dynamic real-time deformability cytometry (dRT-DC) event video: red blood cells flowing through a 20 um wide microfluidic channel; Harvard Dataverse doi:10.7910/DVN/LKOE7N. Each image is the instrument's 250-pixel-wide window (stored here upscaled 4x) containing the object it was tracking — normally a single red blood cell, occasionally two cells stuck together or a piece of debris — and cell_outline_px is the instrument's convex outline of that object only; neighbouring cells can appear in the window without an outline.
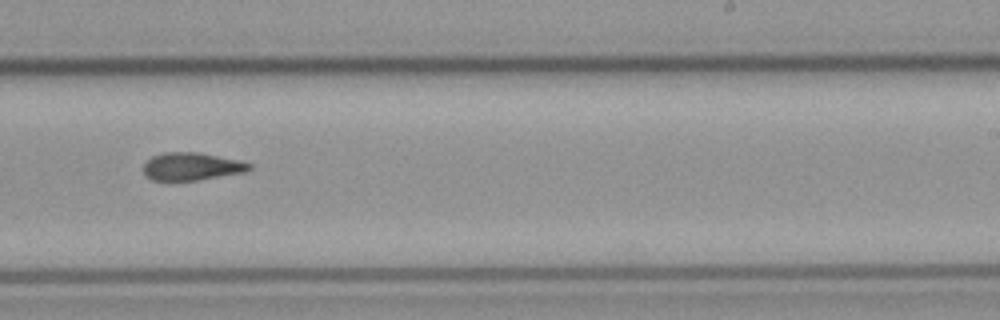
{"species": "common noctule bat (a hibernating species)", "species_latin": "Nyctalus noctula", "temperature_condition": "cold", "stored_images_in_passage": 13, "camera_frame_rate_fps": 3000, "um_per_image_px": 0.085, "animal": {"sex": "male", "body_mass_g": 23.1, "forearm_length_mm": 52.7}, "frame": {"image": 1, "passage_image": 9, "time_ms": 10.333, "image_size_px": [1000, 320], "cell_outline_px": [[252, 168], [248, 172], [196, 180], [152, 180], [144, 172], [144, 164], [152, 156], [164, 152], [200, 152], [236, 160], [252, 164]], "centroid_in_image_um": [16.32, 14.14], "position_along_channel_um": 272.7, "area_um2": 16.99}}
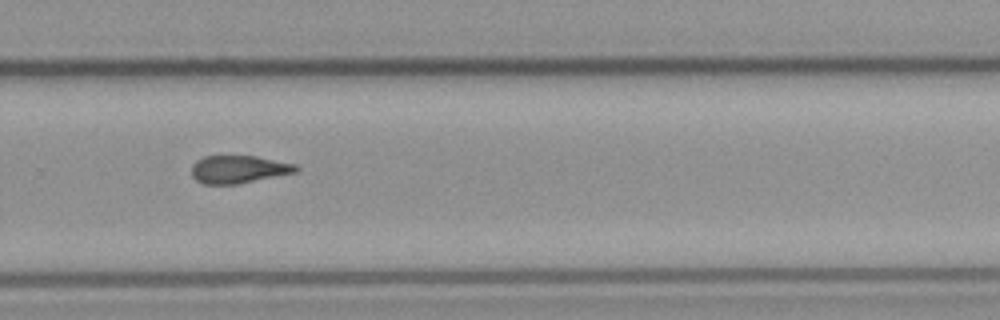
{"frame": {"image": 2, "passage_image": 10, "time_ms": 11.333, "image_size_px": [1000, 320], "cell_outline_px": [[300, 168], [296, 172], [240, 184], [204, 184], [196, 180], [192, 176], [192, 164], [196, 160], [204, 156], [256, 156], [296, 164]], "centroid_in_image_um": [20.28, 14.39], "position_along_channel_um": 309.5, "area_um2": 16.99}}
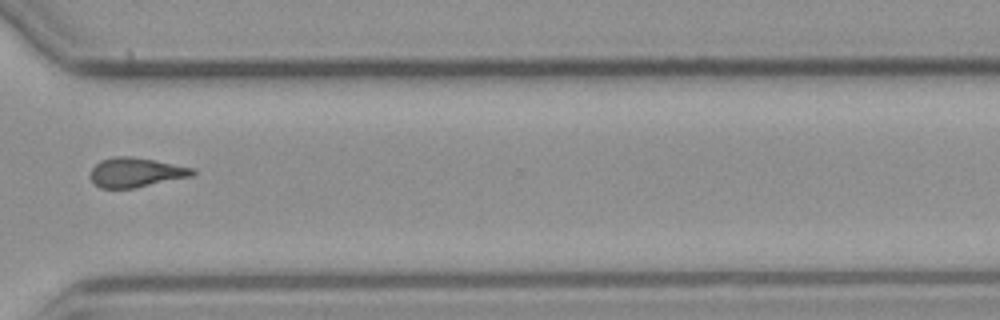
{"frame": {"image": 3, "passage_image": 11, "time_ms": 12.667, "image_size_px": [1000, 320], "cell_outline_px": [[196, 172], [192, 176], [136, 188], [100, 188], [92, 180], [92, 168], [100, 160], [116, 156], [132, 156], [196, 168]], "centroid_in_image_um": [11.59, 14.65], "position_along_channel_um": 359.0, "area_um2": 17.51}}